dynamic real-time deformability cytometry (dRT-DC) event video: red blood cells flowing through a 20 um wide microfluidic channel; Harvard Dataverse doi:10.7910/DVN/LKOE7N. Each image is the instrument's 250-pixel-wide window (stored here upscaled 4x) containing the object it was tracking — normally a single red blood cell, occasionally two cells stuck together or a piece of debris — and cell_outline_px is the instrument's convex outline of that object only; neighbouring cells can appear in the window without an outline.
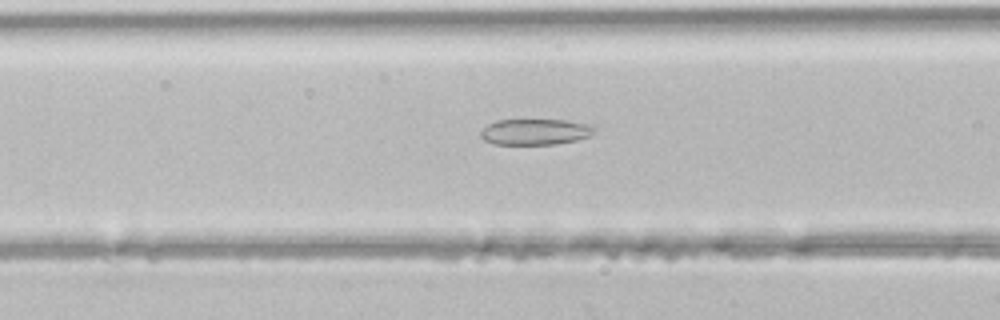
{"species": "common noctule bat (a hibernating species)", "species_latin": "Nyctalus noctula", "temperature_condition": "room temperature", "stored_images_in_passage": 33, "camera_frame_rate_fps": 3000, "um_per_image_px": 0.085, "animal": {"sex": "male", "body_mass_g": 21.5, "forearm_length_mm": 52.0}, "frame": {"image": 1, "passage_image": 5, "time_ms": 1.333, "image_size_px": [1000, 320], "cell_outline_px": [[596, 128], [588, 136], [576, 140], [556, 144], [492, 144], [484, 140], [480, 136], [480, 132], [488, 124], [500, 120], [564, 120], [584, 124]], "centroid_in_image_um": [45.43, 11.21], "position_along_channel_um": 121.2, "area_um2": 16.88}}
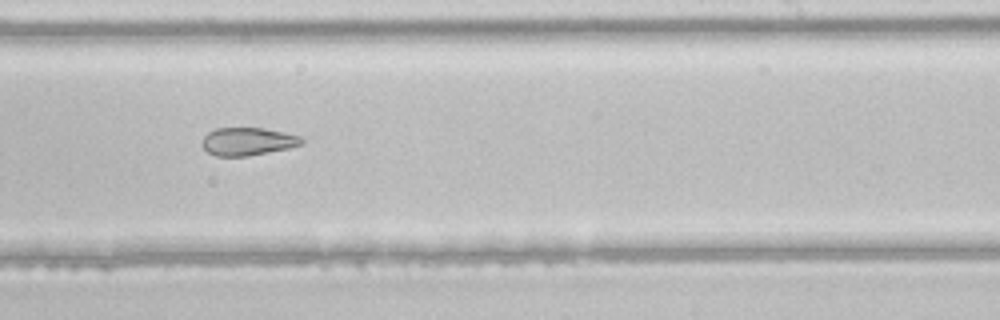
{"frame": {"image": 2, "passage_image": 15, "time_ms": 4.667, "image_size_px": [1000, 320], "cell_outline_px": [[304, 144], [288, 148], [248, 156], [216, 156], [208, 152], [200, 144], [204, 136], [208, 132], [216, 128], [264, 128], [284, 132], [300, 136], [304, 140]], "centroid_in_image_um": [21.05, 12.02], "position_along_channel_um": 267.9, "area_um2": 16.24}}
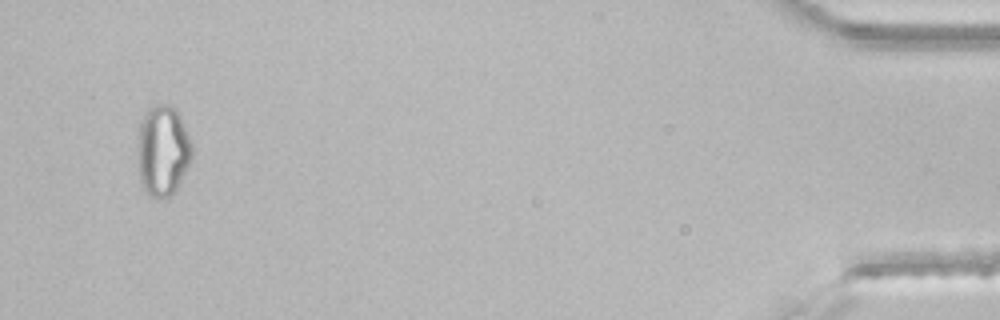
{"frame": {"image": 3, "passage_image": 31, "time_ms": 10.0, "image_size_px": [1000, 320], "cell_outline_px": [[192, 156], [180, 184], [176, 192], [172, 196], [164, 200], [156, 200], [148, 196], [140, 180], [136, 156], [136, 148], [140, 124], [148, 108], [156, 104], [168, 104], [176, 108], [192, 140]], "centroid_in_image_um": [13.83, 12.86], "position_along_channel_um": 421.4, "area_um2": 29.71}}